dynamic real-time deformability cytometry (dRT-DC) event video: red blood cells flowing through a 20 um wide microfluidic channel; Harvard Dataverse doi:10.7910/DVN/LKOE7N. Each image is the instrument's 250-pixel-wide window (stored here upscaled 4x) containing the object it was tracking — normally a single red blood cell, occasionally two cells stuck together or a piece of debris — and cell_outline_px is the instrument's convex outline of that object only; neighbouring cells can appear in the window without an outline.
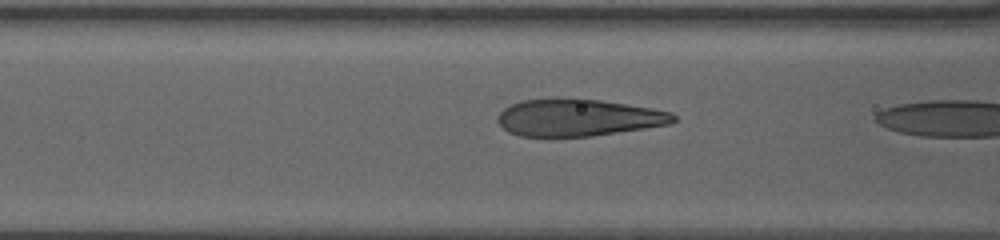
{"species": "human", "species_latin": "Homo sapiens", "temperature_condition": "warm", "stored_images_in_passage": 25, "camera_frame_rate_fps": 3000, "um_per_image_px": 0.085, "donor": {"sex": "female"}, "frame": {"image": 1, "passage_image": 23, "time_ms": 7.333, "image_size_px": [1000, 240], "cell_outline_px": [[676, 120], [668, 124], [644, 128], [588, 136], [520, 136], [508, 132], [496, 120], [496, 116], [504, 108], [512, 104], [524, 100], [600, 100], [672, 112], [676, 116]], "centroid_in_image_um": [49.12, 10.02], "position_along_channel_um": 117.5, "area_um2": 36.88}}